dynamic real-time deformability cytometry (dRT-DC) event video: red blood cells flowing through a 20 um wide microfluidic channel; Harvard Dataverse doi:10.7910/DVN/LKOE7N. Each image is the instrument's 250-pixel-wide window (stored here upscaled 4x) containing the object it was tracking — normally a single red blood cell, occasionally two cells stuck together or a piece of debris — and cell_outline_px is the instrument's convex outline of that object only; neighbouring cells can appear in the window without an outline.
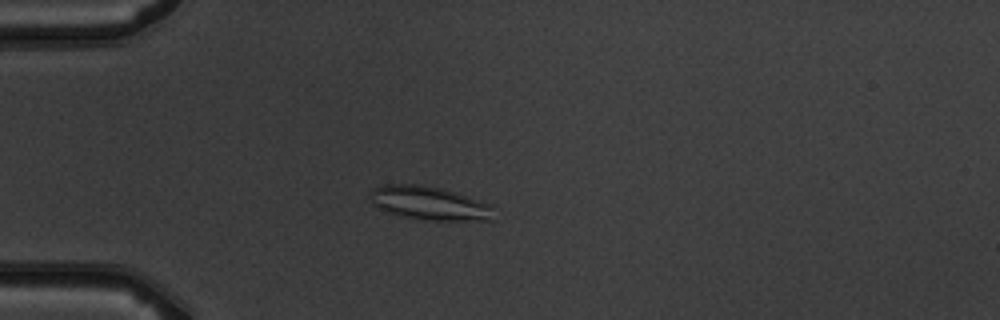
{"species": "common noctule bat (a hibernating species)", "species_latin": "Nyctalus noctula", "temperature_condition": "warm", "stored_images_in_passage": 5, "camera_frame_rate_fps": 3000, "um_per_image_px": 0.085, "animal": {"sex": "male", "body_mass_g": 19.5, "forearm_length_mm": 54.6}, "frame": {"image": 1, "passage_image": 4, "time_ms": 3.667, "image_size_px": [1000, 320], "cell_outline_px": [[496, 220], [424, 220], [400, 216], [384, 212], [376, 208], [368, 200], [368, 192], [372, 188], [380, 184], [416, 184], [440, 188], [492, 204]], "centroid_in_image_um": [36.41, 17.28], "position_along_channel_um": 48.6, "area_um2": 24.8}}